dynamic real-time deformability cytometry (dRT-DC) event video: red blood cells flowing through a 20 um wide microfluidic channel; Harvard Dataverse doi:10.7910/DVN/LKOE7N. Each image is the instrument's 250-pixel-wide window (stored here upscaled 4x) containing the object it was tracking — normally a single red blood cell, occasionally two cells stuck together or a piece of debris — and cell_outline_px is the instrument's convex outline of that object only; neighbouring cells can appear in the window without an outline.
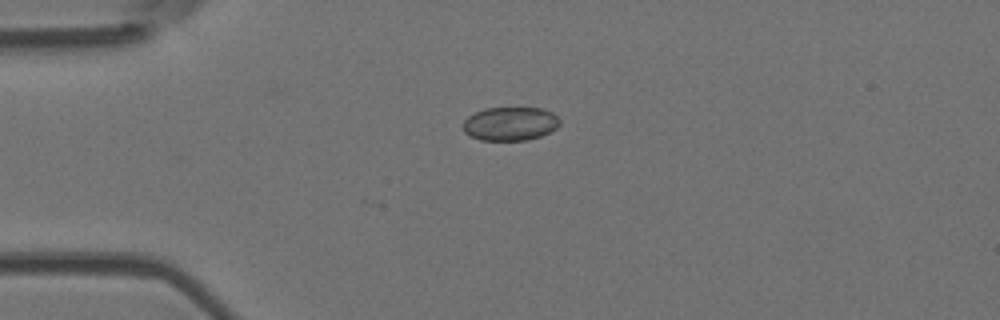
{"species": "Egyptian fruit bat (a non-hibernating species)", "species_latin": "Rousettus aegyptiacus", "temperature_condition": "room temperature", "stored_images_in_passage": 12, "camera_frame_rate_fps": 3000, "um_per_image_px": 0.085, "animal": {"sex": "female"}, "frame": {"image": 1, "passage_image": 2, "time_ms": 0.333, "image_size_px": [1000, 320], "cell_outline_px": [[560, 124], [556, 128], [540, 136], [528, 140], [480, 140], [468, 136], [464, 132], [464, 120], [468, 116], [484, 108], [540, 108], [552, 112], [560, 120]], "centroid_in_image_um": [43.35, 10.52], "position_along_channel_um": 41.7, "area_um2": 18.96}}
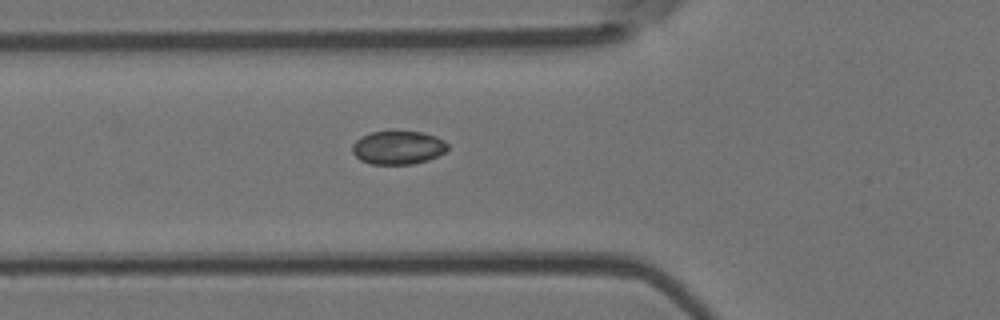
{"frame": {"image": 2, "passage_image": 8, "time_ms": 2.333, "image_size_px": [1000, 320], "cell_outline_px": [[448, 148], [444, 152], [428, 160], [412, 164], [372, 164], [360, 160], [352, 152], [352, 144], [360, 136], [372, 132], [420, 132], [436, 136], [444, 140], [448, 144]], "centroid_in_image_um": [33.82, 12.55], "position_along_channel_um": 92.0, "area_um2": 18.5}}
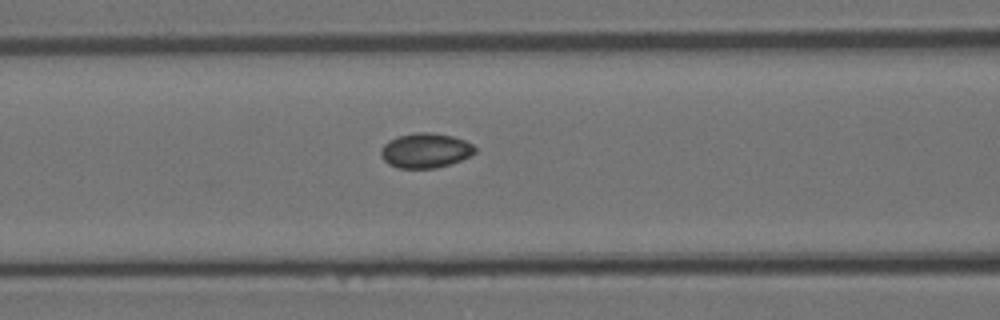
{"frame": {"image": 3, "passage_image": 11, "time_ms": 3.333, "image_size_px": [1000, 320], "cell_outline_px": [[476, 152], [472, 156], [436, 168], [400, 168], [388, 164], [380, 156], [380, 152], [384, 144], [388, 140], [396, 136], [416, 132], [428, 132], [452, 136], [464, 140], [472, 144], [476, 148]], "centroid_in_image_um": [36.15, 12.79], "position_along_channel_um": 130.4, "area_um2": 19.13}}